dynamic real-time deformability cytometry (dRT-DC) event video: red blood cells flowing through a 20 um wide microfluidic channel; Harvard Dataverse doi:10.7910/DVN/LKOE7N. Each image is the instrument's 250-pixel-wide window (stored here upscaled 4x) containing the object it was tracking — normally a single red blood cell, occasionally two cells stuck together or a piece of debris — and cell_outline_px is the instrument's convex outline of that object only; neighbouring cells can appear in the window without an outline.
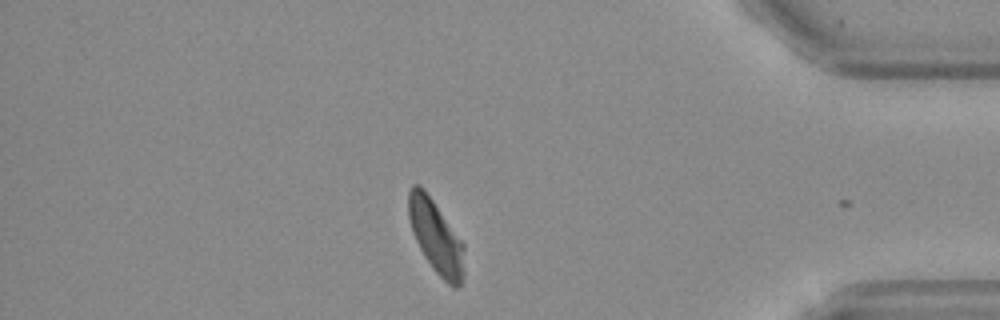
{"species": "Egyptian fruit bat (a non-hibernating species)", "species_latin": "Rousettus aegyptiacus", "temperature_condition": "warm", "stored_images_in_passage": 51, "segment_of_instrument_passage": [2, 2], "camera_frame_rate_fps": 3000, "um_per_image_px": 0.085, "frame": {"image": 1, "passage_image": 51, "time_ms": 16.667, "image_size_px": [1000, 320], "cell_outline_px": [[464, 276], [460, 284], [456, 288], [452, 288], [432, 268], [424, 256], [412, 232], [408, 216], [408, 192], [412, 184], [420, 184], [424, 188], [464, 244]], "centroid_in_image_um": [37.05, 20.12], "position_along_channel_um": 398.2, "area_um2": 23.76}}